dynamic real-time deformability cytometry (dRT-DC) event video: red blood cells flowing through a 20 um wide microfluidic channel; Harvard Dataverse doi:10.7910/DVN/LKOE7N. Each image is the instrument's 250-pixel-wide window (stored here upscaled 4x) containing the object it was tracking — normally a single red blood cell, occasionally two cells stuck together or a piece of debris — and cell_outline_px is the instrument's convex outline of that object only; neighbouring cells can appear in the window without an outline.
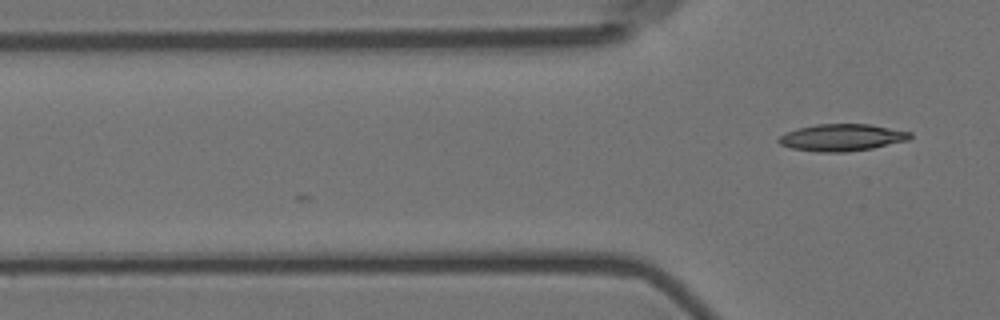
{"species": "Egyptian fruit bat (a non-hibernating species)", "species_latin": "Rousettus aegyptiacus", "temperature_condition": "room temperature", "stored_images_in_passage": 3, "camera_frame_rate_fps": 3000, "um_per_image_px": 0.085, "animal": {"sex": "female"}, "frame": {"image": 1, "passage_image": 3, "time_ms": 0.667, "image_size_px": [1000, 320], "cell_outline_px": [[912, 136], [908, 140], [872, 148], [844, 152], [816, 152], [792, 148], [780, 144], [776, 140], [784, 132], [796, 128], [816, 124], [872, 124], [912, 132]], "centroid_in_image_um": [71.54, 11.68], "position_along_channel_um": 54.3, "area_um2": 20.81}}